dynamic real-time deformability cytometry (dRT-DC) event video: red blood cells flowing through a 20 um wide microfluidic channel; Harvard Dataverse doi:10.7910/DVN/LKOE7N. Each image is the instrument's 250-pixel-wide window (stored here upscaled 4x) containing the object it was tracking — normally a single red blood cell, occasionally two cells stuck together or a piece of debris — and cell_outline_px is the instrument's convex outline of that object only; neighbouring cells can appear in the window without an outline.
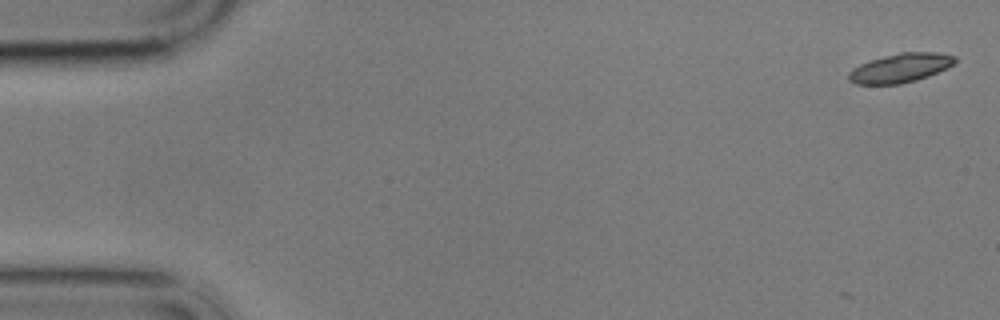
{"species": "common noctule bat (a hibernating species)", "species_latin": "Nyctalus noctula", "temperature_condition": "cold", "stored_images_in_passage": 5, "camera_frame_rate_fps": 3000, "um_per_image_px": 0.085, "animal": {"sex": "male", "body_mass_g": 17.9}, "frame": {"image": 1, "passage_image": 1, "time_ms": 0.0, "image_size_px": [1000, 320], "cell_outline_px": [[956, 64], [948, 68], [928, 76], [916, 80], [900, 84], [856, 84], [848, 80], [848, 72], [852, 68], [868, 60], [900, 52], [936, 52], [956, 56]], "centroid_in_image_um": [76.54, 5.77], "position_along_channel_um": 8.5, "area_um2": 18.21}}
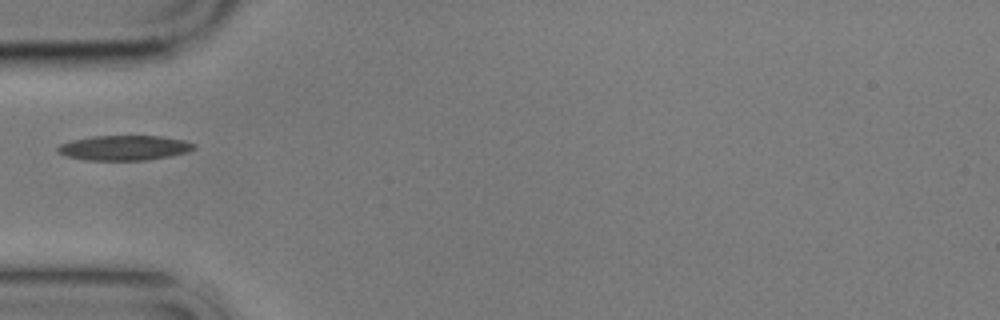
{"frame": {"image": 2, "passage_image": 5, "time_ms": 5.667, "image_size_px": [1000, 320], "cell_outline_px": [[196, 148], [188, 152], [168, 156], [144, 160], [84, 160], [64, 156], [56, 152], [56, 148], [60, 144], [72, 140], [92, 136], [160, 136], [184, 140], [196, 144]], "centroid_in_image_um": [10.53, 12.56], "position_along_channel_um": 74.5, "area_um2": 19.88}}